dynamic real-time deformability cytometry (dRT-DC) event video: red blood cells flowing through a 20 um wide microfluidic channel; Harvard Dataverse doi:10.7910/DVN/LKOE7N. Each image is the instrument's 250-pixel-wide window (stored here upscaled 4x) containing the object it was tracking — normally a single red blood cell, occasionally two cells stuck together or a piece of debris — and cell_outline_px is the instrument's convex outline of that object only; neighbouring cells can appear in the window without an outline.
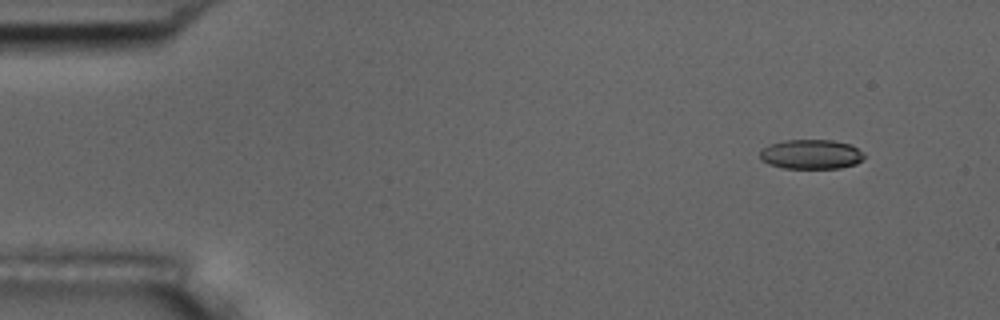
{"species": "common noctule bat (a hibernating species)", "species_latin": "Nyctalus noctula", "temperature_condition": "room temperature", "stored_images_in_passage": 5, "camera_frame_rate_fps": 3000, "um_per_image_px": 0.085, "animal": {"sex": "male", "body_mass_g": 17.5, "forearm_length_mm": 52.3}, "frame": {"image": 1, "passage_image": 1, "time_ms": 0.0, "image_size_px": [1000, 320], "cell_outline_px": [[864, 156], [856, 164], [840, 168], [784, 168], [768, 164], [760, 160], [760, 148], [784, 140], [832, 140], [852, 144], [864, 152]], "centroid_in_image_um": [68.94, 13.11], "position_along_channel_um": 16.1, "area_um2": 18.09}}